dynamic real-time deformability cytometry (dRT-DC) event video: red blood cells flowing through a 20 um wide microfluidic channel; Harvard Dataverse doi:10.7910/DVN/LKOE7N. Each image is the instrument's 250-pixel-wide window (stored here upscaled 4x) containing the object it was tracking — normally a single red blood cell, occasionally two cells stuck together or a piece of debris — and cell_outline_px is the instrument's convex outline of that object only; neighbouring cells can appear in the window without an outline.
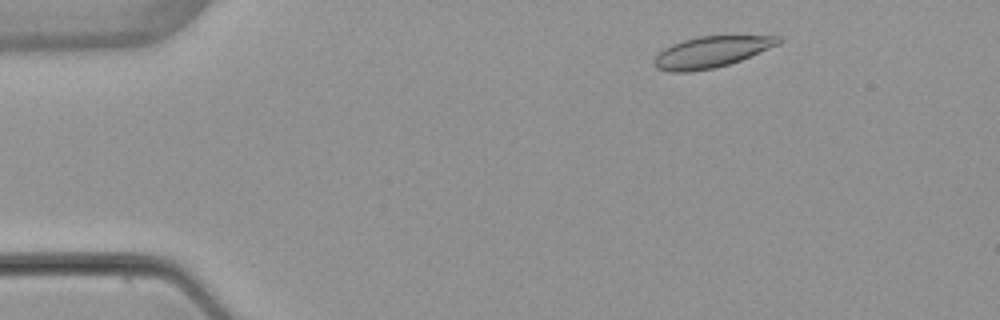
{"species": "common noctule bat (a hibernating species)", "species_latin": "Nyctalus noctula", "temperature_condition": "warm", "stored_images_in_passage": 4, "camera_frame_rate_fps": 3000, "um_per_image_px": 0.085, "animal": {"sex": "female", "body_mass_g": 22.7, "forearm_length_mm": 54.2}, "frame": {"image": 1, "passage_image": 2, "time_ms": 1.333, "image_size_px": [1000, 320], "cell_outline_px": [[784, 40], [780, 44], [740, 60], [716, 68], [692, 72], [668, 72], [656, 68], [652, 64], [652, 60], [664, 48], [672, 44], [684, 40], [700, 36], [780, 36]], "centroid_in_image_um": [60.44, 4.43], "position_along_channel_um": 24.6, "area_um2": 22.66}}